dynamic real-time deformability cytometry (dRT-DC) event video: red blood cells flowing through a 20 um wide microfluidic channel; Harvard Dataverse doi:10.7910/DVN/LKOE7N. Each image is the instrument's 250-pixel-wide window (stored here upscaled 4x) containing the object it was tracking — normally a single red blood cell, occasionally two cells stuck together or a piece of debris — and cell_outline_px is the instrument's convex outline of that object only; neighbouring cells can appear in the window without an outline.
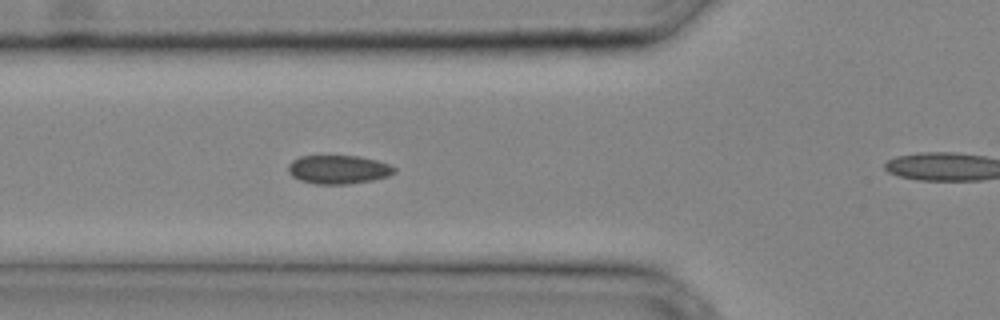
{"species": "common noctule bat (a hibernating species)", "species_latin": "Nyctalus noctula", "temperature_condition": "cold", "stored_images_in_passage": 11, "camera_frame_rate_fps": 3000, "um_per_image_px": 0.085, "animal": {"sex": "male", "body_mass_g": 20.4}, "frame": {"image": 1, "passage_image": 10, "time_ms": 3.0, "image_size_px": [1000, 320], "cell_outline_px": [[396, 172], [388, 176], [372, 180], [348, 184], [316, 184], [300, 180], [292, 176], [288, 172], [288, 164], [292, 160], [300, 156], [360, 156], [376, 160], [388, 164], [396, 168]], "centroid_in_image_um": [28.75, 14.41], "position_along_channel_um": 97.0, "area_um2": 17.74}}